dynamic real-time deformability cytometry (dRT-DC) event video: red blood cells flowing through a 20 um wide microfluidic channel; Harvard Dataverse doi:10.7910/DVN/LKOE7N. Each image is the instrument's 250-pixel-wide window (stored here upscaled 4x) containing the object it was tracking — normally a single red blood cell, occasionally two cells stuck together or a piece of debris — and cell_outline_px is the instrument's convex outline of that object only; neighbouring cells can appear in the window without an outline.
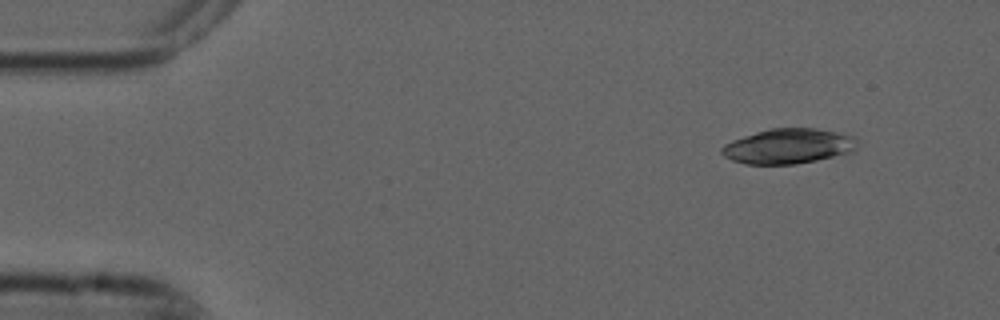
{"species": "common noctule bat (a hibernating species)", "species_latin": "Nyctalus noctula", "temperature_condition": "cold", "stored_images_in_passage": 4, "camera_frame_rate_fps": 3000, "um_per_image_px": 0.085, "animal": {"sex": "male", "forearm_length_mm": 52.5}, "frame": {"image": 1, "passage_image": 1, "time_ms": 0.0, "image_size_px": [1000, 320], "cell_outline_px": [[856, 148], [852, 152], [816, 160], [796, 164], [744, 164], [732, 160], [724, 156], [720, 152], [720, 148], [724, 144], [732, 140], [756, 132], [772, 128], [816, 128], [856, 136]], "centroid_in_image_um": [66.99, 12.42], "position_along_channel_um": 18.0, "area_um2": 27.69}}
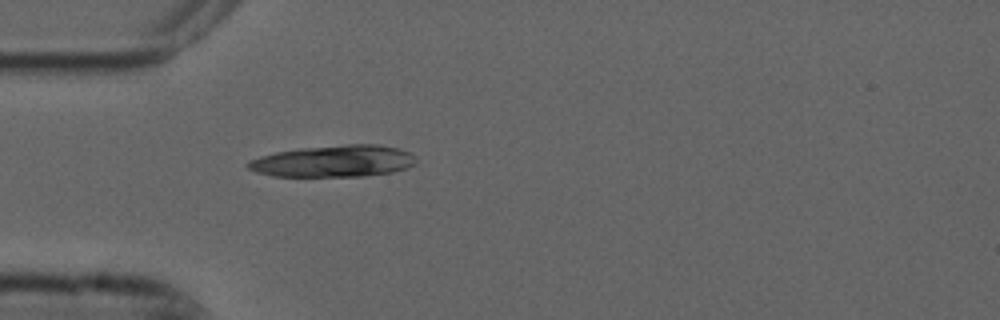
{"frame": {"image": 2, "passage_image": 4, "time_ms": 1.0, "image_size_px": [1000, 320], "cell_outline_px": [[416, 164], [392, 172], [364, 176], [272, 176], [256, 172], [248, 168], [244, 164], [248, 160], [260, 156], [276, 152], [300, 148], [348, 144], [380, 144], [400, 148], [412, 152], [416, 156]], "centroid_in_image_um": [28.38, 13.69], "position_along_channel_um": 56.6, "area_um2": 31.39}}